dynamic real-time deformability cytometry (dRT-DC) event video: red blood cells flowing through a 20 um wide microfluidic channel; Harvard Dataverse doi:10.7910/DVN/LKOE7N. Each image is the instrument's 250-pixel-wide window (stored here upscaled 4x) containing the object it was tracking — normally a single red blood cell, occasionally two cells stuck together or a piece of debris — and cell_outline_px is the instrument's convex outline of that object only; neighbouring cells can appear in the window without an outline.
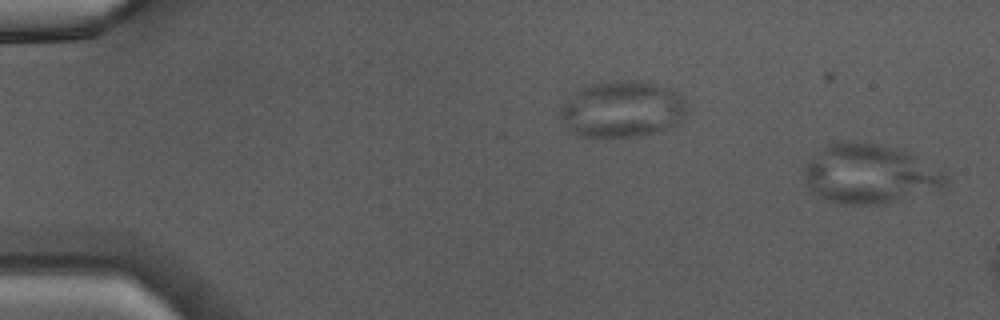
{"species": "Egyptian fruit bat (a non-hibernating species)", "species_latin": "Rousettus aegyptiacus", "temperature_condition": "warm", "stored_images_in_passage": 10, "camera_frame_rate_fps": 3000, "um_per_image_px": 0.085, "animal": {"sex": "male"}, "frame": {"image": 1, "passage_image": 1, "time_ms": 0.0, "image_size_px": [1000, 320], "cell_outline_px": [[948, 188], [884, 204], [840, 204], [824, 200], [812, 192], [808, 184], [804, 172], [804, 168], [828, 144], [852, 140], [880, 144], [912, 152], [944, 172], [948, 176]], "centroid_in_image_um": [74.03, 14.8], "position_along_channel_um": 11.0, "area_um2": 49.3}}